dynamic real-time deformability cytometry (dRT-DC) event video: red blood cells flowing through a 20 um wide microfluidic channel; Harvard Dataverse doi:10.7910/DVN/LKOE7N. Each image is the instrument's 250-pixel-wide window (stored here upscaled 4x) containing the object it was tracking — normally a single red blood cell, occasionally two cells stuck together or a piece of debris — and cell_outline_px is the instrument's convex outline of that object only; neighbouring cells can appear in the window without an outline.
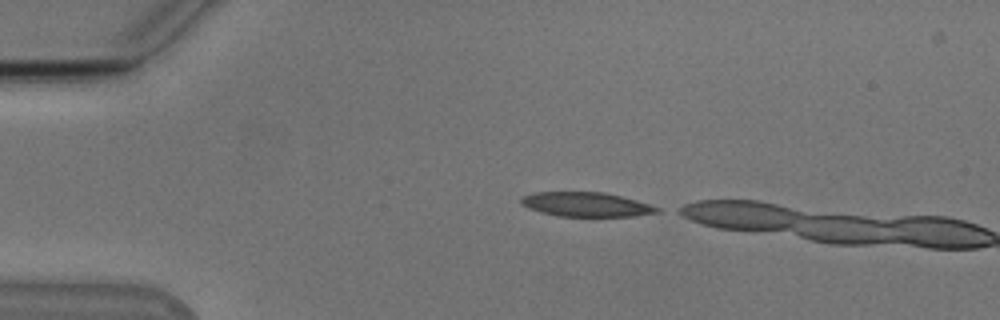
{"species": "Egyptian fruit bat (a non-hibernating species)", "species_latin": "Rousettus aegyptiacus", "temperature_condition": "cold", "stored_images_in_passage": 4, "camera_frame_rate_fps": 3000, "um_per_image_px": 0.085, "animal": {"sex": "male"}, "frame": {"image": 1, "passage_image": 3, "time_ms": 0.667, "image_size_px": [1000, 320], "cell_outline_px": [[660, 212], [632, 216], [556, 216], [540, 212], [528, 208], [520, 204], [520, 196], [532, 192], [604, 192], [636, 200], [660, 208]], "centroid_in_image_um": [49.75, 17.37], "position_along_channel_um": 35.3, "area_um2": 19.36}}